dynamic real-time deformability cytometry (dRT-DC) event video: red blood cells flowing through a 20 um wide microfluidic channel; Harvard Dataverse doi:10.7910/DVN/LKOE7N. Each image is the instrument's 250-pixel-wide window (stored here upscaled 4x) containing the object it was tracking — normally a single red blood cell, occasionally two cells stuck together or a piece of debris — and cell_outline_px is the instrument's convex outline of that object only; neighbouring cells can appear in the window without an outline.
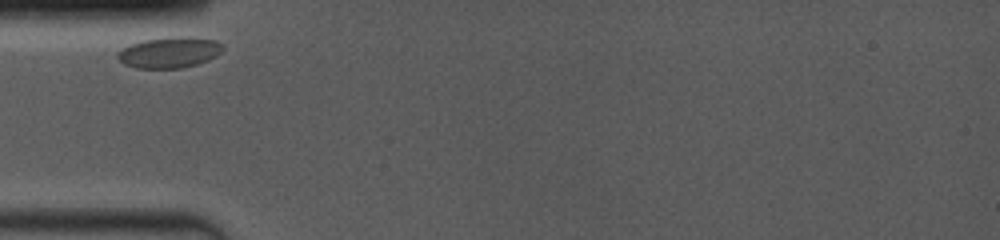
{"species": "common noctule bat (a hibernating species)", "species_latin": "Nyctalus noctula", "temperature_condition": "room temperature", "stored_images_in_passage": 36, "camera_frame_rate_fps": 4000, "um_per_image_px": 0.085, "animal": {"sex": "female", "body_mass_g": 19.0, "forearm_length_mm": 53.3}, "frame": {"image": 1, "passage_image": 1, "time_ms": 0.0, "image_size_px": [1000, 240], "cell_outline_px": [[224, 48], [216, 56], [208, 60], [196, 64], [180, 68], [136, 68], [124, 64], [116, 56], [116, 52], [132, 44], [144, 40], [172, 36], [188, 36], [212, 40], [220, 44]], "centroid_in_image_um": [14.38, 4.45], "position_along_channel_um": 70.6, "area_um2": 18.79}}
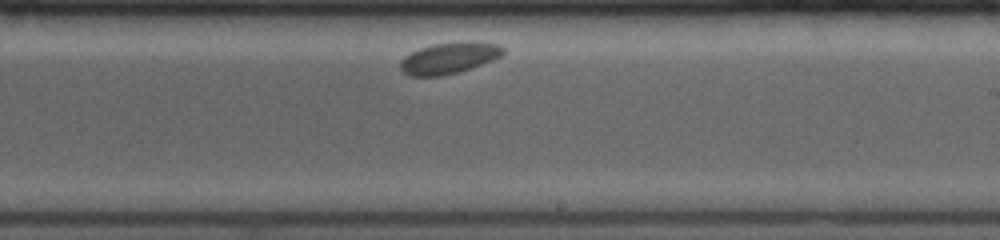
{"frame": {"image": 2, "passage_image": 24, "time_ms": 5.25, "image_size_px": [1000, 240], "cell_outline_px": [[504, 52], [500, 56], [492, 60], [456, 72], [440, 76], [408, 76], [400, 68], [400, 60], [404, 56], [420, 48], [432, 44], [464, 40], [476, 40], [500, 44], [504, 48]], "centroid_in_image_um": [38.18, 4.89], "position_along_channel_um": 250.8, "area_um2": 18.9}}
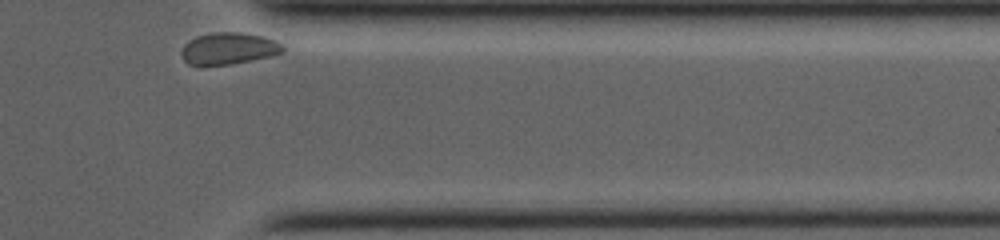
{"frame": {"image": 3, "passage_image": 36, "time_ms": 9.25, "image_size_px": [1000, 240], "cell_outline_px": [[284, 52], [272, 56], [228, 64], [188, 64], [184, 60], [180, 52], [184, 44], [188, 40], [196, 36], [212, 32], [240, 32], [264, 36], [276, 40], [284, 48]], "centroid_in_image_um": [19.44, 4.09], "position_along_channel_um": 392.0, "area_um2": 18.73}}